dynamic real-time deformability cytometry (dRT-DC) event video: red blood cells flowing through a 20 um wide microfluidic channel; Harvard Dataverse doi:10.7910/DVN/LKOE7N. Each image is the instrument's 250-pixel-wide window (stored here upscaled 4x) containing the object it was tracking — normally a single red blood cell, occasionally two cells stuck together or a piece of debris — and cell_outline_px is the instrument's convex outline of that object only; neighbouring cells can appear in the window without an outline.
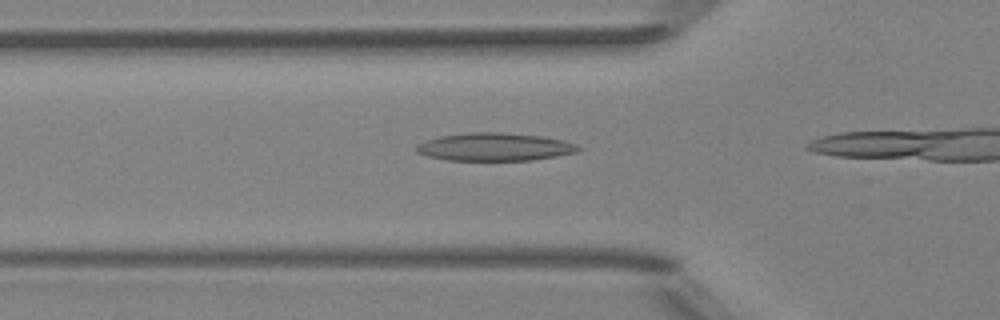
{"species": "Egyptian fruit bat (a non-hibernating species)", "species_latin": "Rousettus aegyptiacus", "temperature_condition": "room temperature", "stored_images_in_passage": 14, "camera_frame_rate_fps": 3000, "um_per_image_px": 0.085, "animal": {"sex": "female"}, "frame": {"image": 1, "passage_image": 10, "time_ms": 3.0, "image_size_px": [1000, 320], "cell_outline_px": [[584, 148], [576, 152], [556, 156], [532, 160], [448, 160], [428, 156], [416, 152], [416, 144], [440, 136], [468, 132], [500, 132], [540, 136], [564, 140], [576, 144]], "centroid_in_image_um": [42.06, 12.48], "position_along_channel_um": 83.7, "area_um2": 26.3}}